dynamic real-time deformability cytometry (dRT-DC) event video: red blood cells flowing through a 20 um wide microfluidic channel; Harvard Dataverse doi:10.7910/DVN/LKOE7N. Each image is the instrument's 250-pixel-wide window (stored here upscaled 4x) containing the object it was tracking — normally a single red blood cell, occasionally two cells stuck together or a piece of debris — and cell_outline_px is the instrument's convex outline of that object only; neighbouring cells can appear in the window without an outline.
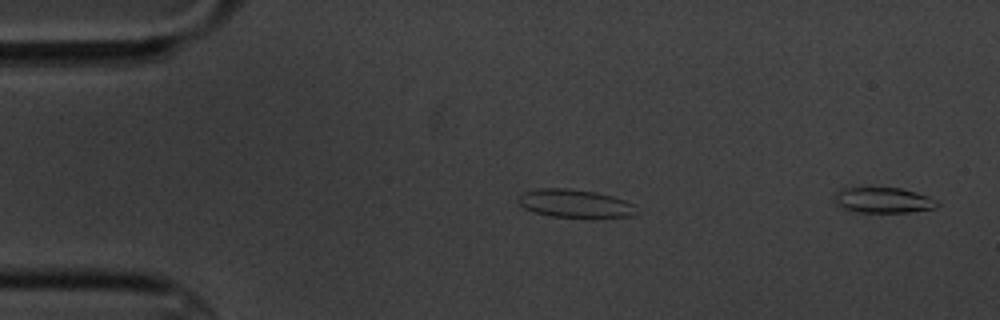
{"species": "common noctule bat (a hibernating species)", "species_latin": "Nyctalus noctula", "temperature_condition": "cold", "stored_images_in_passage": 5, "camera_frame_rate_fps": 3000, "um_per_image_px": 0.085, "animal": {"sex": "male", "body_mass_g": 20.1, "forearm_length_mm": 53.5}, "frame": {"image": 1, "passage_image": 1, "time_ms": 0.0, "image_size_px": [1000, 320], "cell_outline_px": [[940, 204], [936, 208], [908, 212], [856, 212], [840, 208], [832, 200], [836, 192], [840, 188], [900, 188], [916, 192], [928, 196], [936, 200]], "centroid_in_image_um": [75.03, 17.02], "position_along_channel_um": 10.0, "area_um2": 15.43}}
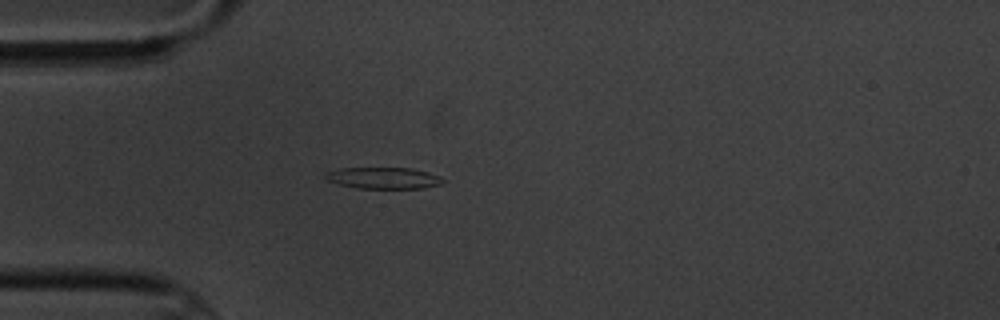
{"frame": {"image": 2, "passage_image": 5, "time_ms": 4.667, "image_size_px": [1000, 320], "cell_outline_px": [[444, 180], [440, 184], [424, 188], [356, 188], [340, 184], [328, 180], [324, 176], [324, 172], [340, 168], [412, 168], [428, 172], [440, 176]], "centroid_in_image_um": [32.59, 15.12], "position_along_channel_um": 52.4, "area_um2": 14.62}}